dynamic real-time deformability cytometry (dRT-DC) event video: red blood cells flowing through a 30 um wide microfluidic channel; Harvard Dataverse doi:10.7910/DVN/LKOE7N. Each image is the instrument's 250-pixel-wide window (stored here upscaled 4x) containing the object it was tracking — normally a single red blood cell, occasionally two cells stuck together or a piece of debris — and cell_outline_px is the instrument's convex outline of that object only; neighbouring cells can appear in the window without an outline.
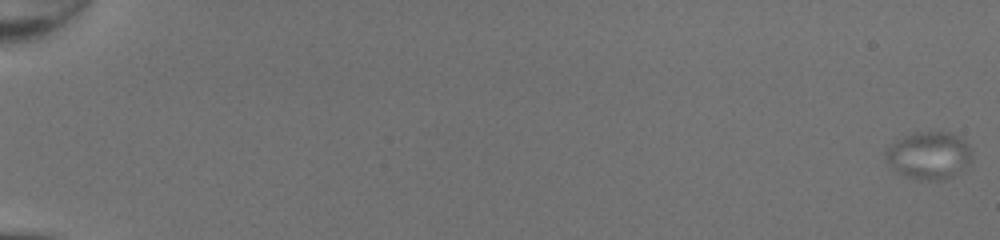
{"species": "common noctule bat (a hibernating species)", "species_latin": "Nyctalus noctula", "temperature_condition": "room temperature", "stored_images_in_passage": 55, "camera_frame_rate_fps": 3000, "um_per_image_px": 0.085, "animal": {"sex": "female", "body_mass_g": 20.0, "forearm_length_mm": 54.0}, "frame": {"image": 1, "passage_image": 1, "time_ms": 0.0, "image_size_px": [1000, 240], "cell_outline_px": [[972, 160], [968, 164], [952, 176], [944, 180], [916, 180], [904, 176], [896, 172], [884, 160], [884, 156], [888, 148], [892, 144], [904, 136], [916, 132], [940, 128], [964, 140], [968, 144], [972, 152]], "centroid_in_image_um": [78.95, 13.19], "position_along_channel_um": 6.0, "area_um2": 24.39}}
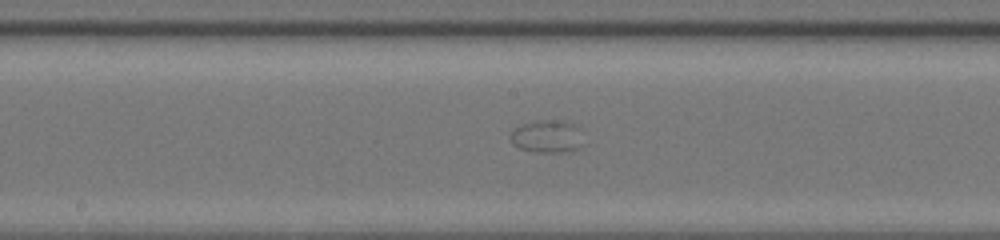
{"frame": {"image": 2, "passage_image": 32, "time_ms": 10.333, "image_size_px": [1000, 240], "cell_outline_px": [[580, 144], [576, 148], [568, 152], [536, 152], [520, 148], [512, 144], [508, 136], [516, 128], [524, 124], [544, 120], [552, 120], [572, 124], [576, 128]], "centroid_in_image_um": [46.4, 11.63], "position_along_channel_um": 201.8, "area_um2": 13.18}}
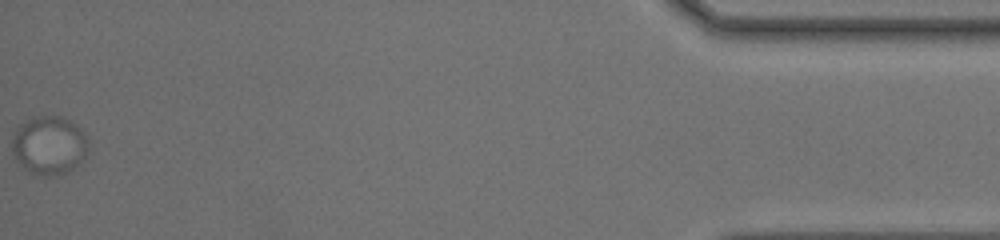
{"frame": {"image": 3, "passage_image": 55, "time_ms": 18.0, "image_size_px": [1000, 240], "cell_outline_px": [[88, 156], [80, 164], [68, 172], [56, 176], [40, 176], [28, 172], [12, 152], [12, 136], [16, 128], [20, 124], [36, 116], [60, 116], [76, 124], [88, 136]], "centroid_in_image_um": [4.22, 12.37], "position_along_channel_um": 431.0, "area_um2": 26.47}}